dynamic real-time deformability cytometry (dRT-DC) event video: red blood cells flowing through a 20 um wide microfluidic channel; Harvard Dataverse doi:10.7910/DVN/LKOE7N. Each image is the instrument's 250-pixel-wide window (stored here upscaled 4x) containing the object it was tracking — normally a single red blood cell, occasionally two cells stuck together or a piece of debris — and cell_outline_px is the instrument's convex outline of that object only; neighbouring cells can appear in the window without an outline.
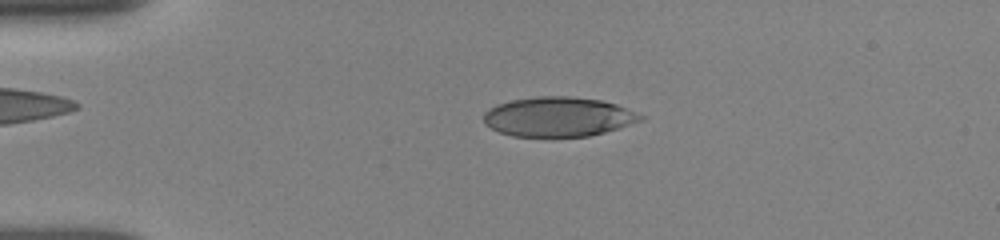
{"species": "human", "species_latin": "Homo sapiens", "temperature_condition": "room temperature", "stored_images_in_passage": 49, "camera_frame_rate_fps": 3000, "um_per_image_px": 0.085, "donor": {"sex": "female"}, "frame": {"image": 1, "passage_image": 11, "time_ms": 3.333, "image_size_px": [1000, 240], "cell_outline_px": [[644, 120], [604, 132], [588, 136], [552, 140], [512, 136], [500, 132], [484, 124], [484, 112], [488, 108], [496, 104], [512, 100], [536, 96], [568, 96], [600, 100], [616, 104], [644, 116]], "centroid_in_image_um": [47.4, 9.97], "position_along_channel_um": 37.6, "area_um2": 37.11}}
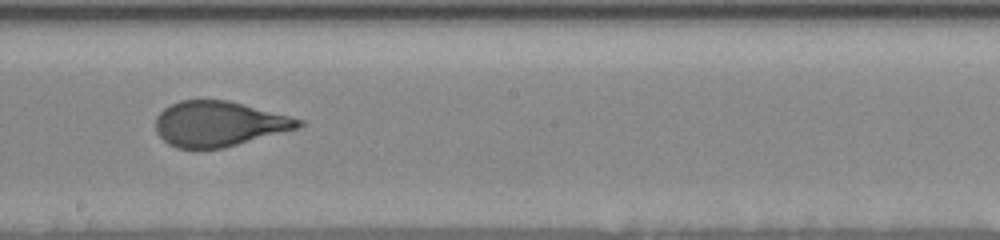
{"frame": {"image": 2, "passage_image": 30, "time_ms": 9.333, "image_size_px": [1000, 240], "cell_outline_px": [[304, 124], [300, 128], [224, 148], [176, 148], [168, 144], [156, 132], [156, 116], [164, 108], [180, 100], [228, 100], [304, 120]], "centroid_in_image_um": [18.61, 10.53], "position_along_channel_um": 229.6, "area_um2": 37.57}}
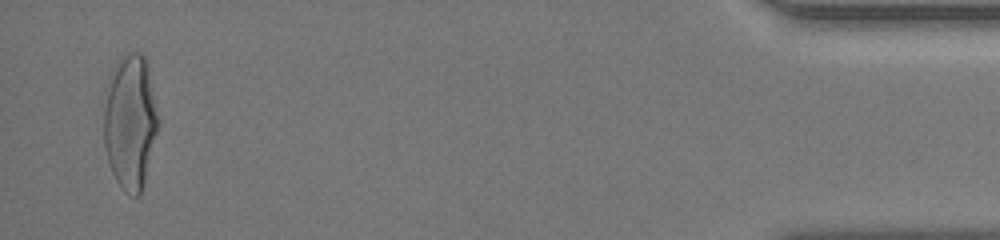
{"frame": {"image": 3, "passage_image": 49, "time_ms": 16.333, "image_size_px": [1000, 240], "cell_outline_px": [[156, 132], [140, 196], [136, 196], [124, 192], [116, 180], [112, 172], [108, 160], [104, 144], [104, 108], [108, 76], [116, 60], [124, 52], [140, 52], [144, 56], [156, 112]], "centroid_in_image_um": [11.0, 10.33], "position_along_channel_um": 424.2, "area_um2": 41.79}, "authors_computed_cell_mechanics": {"area_um2": 38.2058, "velocity_mm_per_s": 3.845, "shape_relaxation_time_tau1_ms": 3.8292, "shape_relaxation_time_tau2_ms": null, "deformation_change_tau1": 0.1892, "deformation_change_tau2": null}}